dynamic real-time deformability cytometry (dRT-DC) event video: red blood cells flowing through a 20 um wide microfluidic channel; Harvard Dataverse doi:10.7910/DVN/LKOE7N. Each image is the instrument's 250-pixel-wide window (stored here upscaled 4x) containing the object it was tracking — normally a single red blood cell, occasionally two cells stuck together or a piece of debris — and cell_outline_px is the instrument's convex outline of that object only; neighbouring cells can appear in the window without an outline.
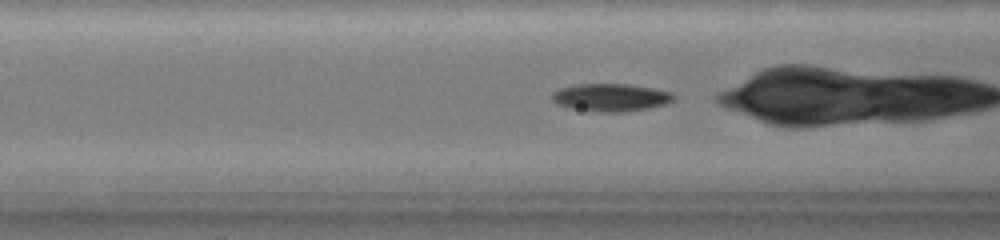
{"species": "common noctule bat (a hibernating species)", "species_latin": "Nyctalus noctula", "temperature_condition": "warm", "stored_images_in_passage": 87, "camera_frame_rate_fps": 3000, "um_per_image_px": 0.085, "animal": {"sex": "female", "body_mass_g": 19.0, "forearm_length_mm": 51.5}, "frame": {"image": 1, "passage_image": 35, "time_ms": 6.0, "image_size_px": [1000, 240], "cell_outline_px": [[676, 96], [668, 104], [648, 108], [624, 112], [600, 112], [572, 108], [556, 104], [552, 100], [552, 96], [556, 92], [564, 88], [580, 84], [624, 84], [652, 88], [672, 92]], "centroid_in_image_um": [51.98, 8.29], "position_along_channel_um": 114.6, "area_um2": 19.36}}
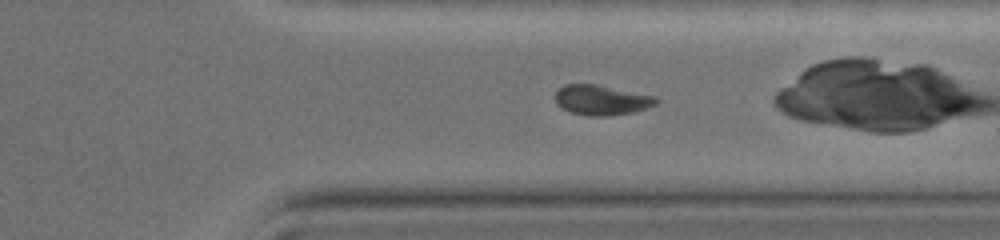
{"frame": {"image": 2, "passage_image": 74, "time_ms": 13.0, "image_size_px": [1000, 240], "cell_outline_px": [[656, 104], [632, 112], [608, 116], [592, 116], [572, 112], [564, 108], [556, 100], [556, 92], [560, 88], [568, 84], [592, 84], [652, 96], [656, 100]], "centroid_in_image_um": [51.09, 8.51], "position_along_channel_um": 360.3, "area_um2": 16.76}, "authors_computed_cell_mechanics": {"area_um2": 18.4382, "velocity_mm_per_s": 3.5071, "shape_relaxation_time_tau1_ms": 6.1119, "shape_relaxation_time_tau2_ms": null, "deformation_change_tau1": 0.1226, "deformation_change_tau2": null}}